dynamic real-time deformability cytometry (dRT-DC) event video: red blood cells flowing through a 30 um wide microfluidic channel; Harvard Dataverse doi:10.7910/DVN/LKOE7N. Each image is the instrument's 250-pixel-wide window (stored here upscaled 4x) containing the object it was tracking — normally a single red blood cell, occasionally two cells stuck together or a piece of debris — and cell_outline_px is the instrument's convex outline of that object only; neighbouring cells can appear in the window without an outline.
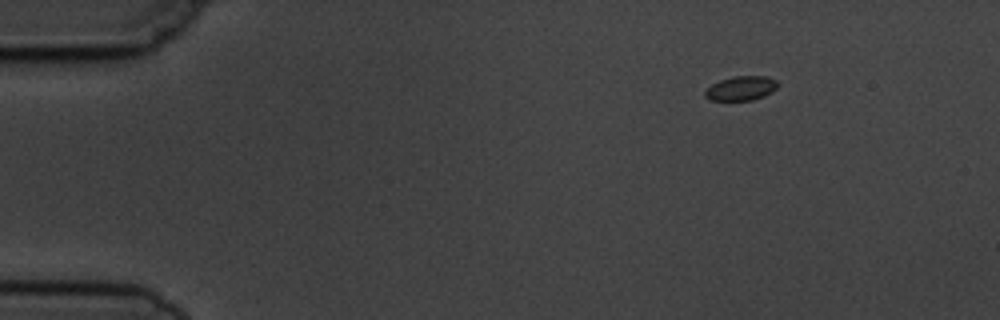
{"species": "common noctule bat (a hibernating species)", "species_latin": "Nyctalus noctula", "temperature_condition": "cold", "stored_images_in_passage": 4, "camera_frame_rate_fps": 3000, "um_per_image_px": 0.085, "animal": {"sex": "male", "body_mass_g": 19.5, "forearm_length_mm": 54.6}, "frame": {"image": 1, "passage_image": 1, "time_ms": 0.0, "image_size_px": [1000, 320], "cell_outline_px": [[776, 88], [772, 92], [764, 96], [752, 100], [712, 100], [704, 96], [704, 92], [712, 84], [720, 80], [736, 76], [764, 76], [776, 80]], "centroid_in_image_um": [62.98, 7.51], "position_along_channel_um": 22.0, "area_um2": 10.12}}
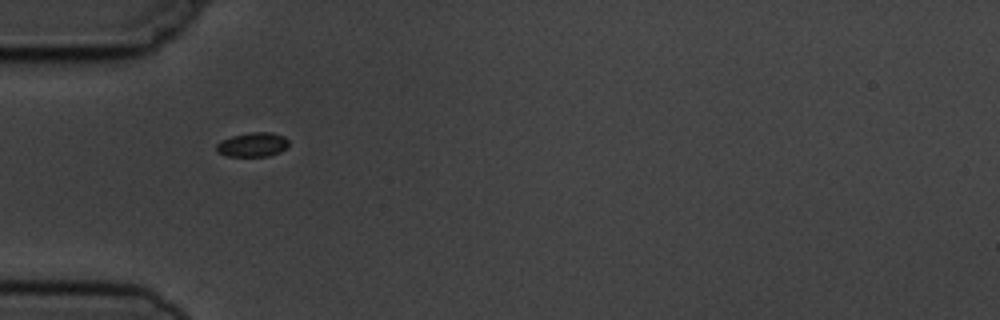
{"frame": {"image": 2, "passage_image": 3, "time_ms": 3.333, "image_size_px": [1000, 320], "cell_outline_px": [[288, 144], [280, 152], [268, 156], [224, 156], [216, 152], [216, 144], [220, 140], [232, 136], [252, 132], [272, 132], [284, 136], [288, 140]], "centroid_in_image_um": [21.43, 12.29], "position_along_channel_um": 63.6, "area_um2": 10.29}}
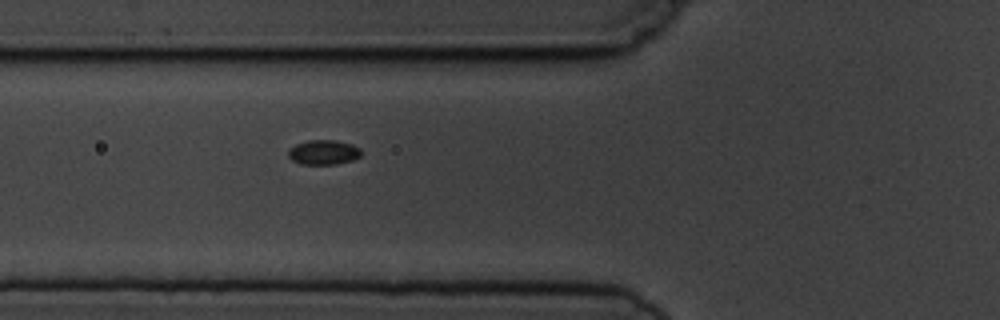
{"frame": {"image": 3, "passage_image": 4, "time_ms": 4.333, "image_size_px": [1000, 320], "cell_outline_px": [[360, 156], [352, 160], [336, 164], [300, 164], [292, 160], [288, 156], [288, 148], [296, 144], [308, 140], [336, 140], [352, 144], [360, 148]], "centroid_in_image_um": [27.47, 12.94], "position_along_channel_um": 98.3, "area_um2": 10.52}}